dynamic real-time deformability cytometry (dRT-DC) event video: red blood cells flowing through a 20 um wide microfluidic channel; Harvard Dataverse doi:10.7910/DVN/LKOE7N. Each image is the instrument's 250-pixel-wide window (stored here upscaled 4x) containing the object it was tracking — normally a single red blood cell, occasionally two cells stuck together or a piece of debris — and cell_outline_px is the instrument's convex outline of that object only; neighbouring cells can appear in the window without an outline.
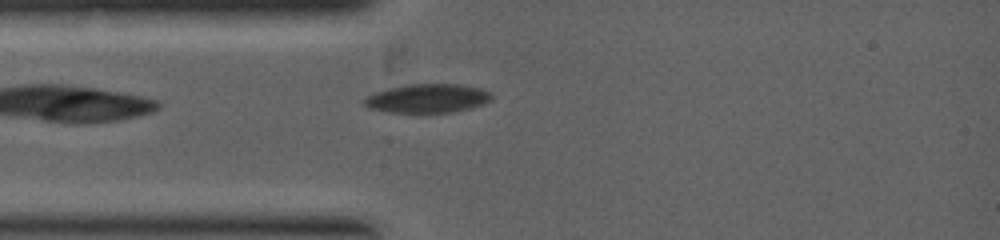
{"species": "common noctule bat (a hibernating species)", "species_latin": "Nyctalus noctula", "temperature_condition": "warm", "stored_images_in_passage": 2, "camera_frame_rate_fps": 5000, "um_per_image_px": 0.085, "animal": {"sex": "female", "body_mass_g": 19.0, "forearm_length_mm": 53.3}, "frame": {"image": 1, "passage_image": 2, "time_ms": 0.4, "image_size_px": [1000, 240], "cell_outline_px": [[492, 100], [484, 104], [452, 112], [392, 112], [368, 108], [364, 104], [364, 100], [368, 96], [376, 92], [388, 88], [408, 84], [460, 84], [480, 88], [492, 92]], "centroid_in_image_um": [36.38, 8.35], "position_along_channel_um": 48.6, "area_um2": 21.27}}